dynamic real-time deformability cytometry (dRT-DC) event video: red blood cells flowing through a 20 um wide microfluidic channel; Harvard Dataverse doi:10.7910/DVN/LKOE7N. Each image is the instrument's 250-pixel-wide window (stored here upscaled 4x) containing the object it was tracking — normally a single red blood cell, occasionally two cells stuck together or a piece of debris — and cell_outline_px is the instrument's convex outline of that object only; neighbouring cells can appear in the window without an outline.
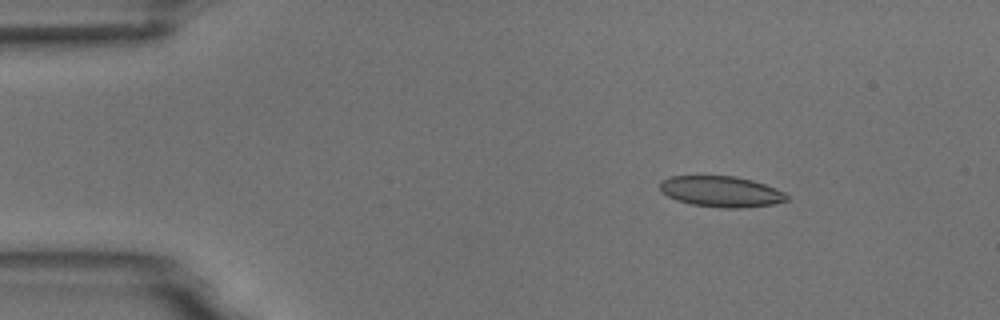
{"species": "common noctule bat (a hibernating species)", "species_latin": "Nyctalus noctula", "temperature_condition": "room temperature", "stored_images_in_passage": 6, "camera_frame_rate_fps": 3000, "um_per_image_px": 0.085, "animal": {"sex": "male", "body_mass_g": 18.8}, "frame": {"image": 1, "passage_image": 3, "time_ms": 0.667, "image_size_px": [1000, 320], "cell_outline_px": [[788, 200], [772, 204], [736, 208], [720, 208], [692, 204], [676, 200], [660, 192], [660, 180], [672, 176], [736, 176], [752, 180], [776, 188], [784, 192], [788, 196]], "centroid_in_image_um": [61.27, 16.28], "position_along_channel_um": 23.7, "area_um2": 22.77}}
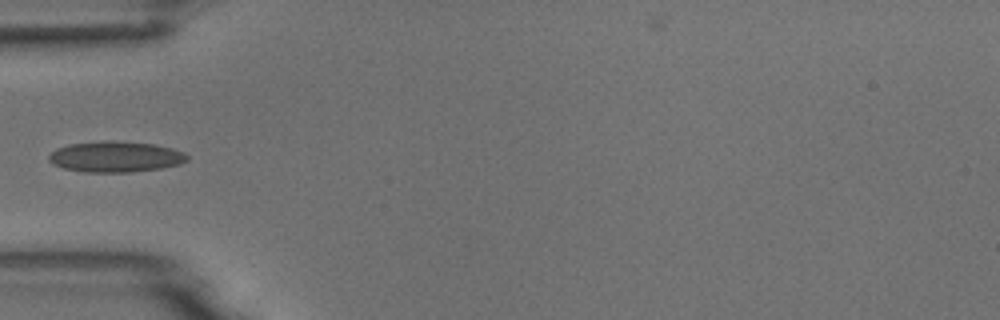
{"frame": {"image": 2, "passage_image": 6, "time_ms": 1.667, "image_size_px": [1000, 320], "cell_outline_px": [[188, 160], [180, 164], [160, 168], [132, 172], [84, 172], [64, 168], [52, 164], [48, 160], [48, 156], [56, 148], [68, 144], [104, 140], [112, 140], [156, 144], [172, 148], [184, 152], [188, 156]], "centroid_in_image_um": [9.81, 13.31], "position_along_channel_um": 75.2, "area_um2": 25.09}}